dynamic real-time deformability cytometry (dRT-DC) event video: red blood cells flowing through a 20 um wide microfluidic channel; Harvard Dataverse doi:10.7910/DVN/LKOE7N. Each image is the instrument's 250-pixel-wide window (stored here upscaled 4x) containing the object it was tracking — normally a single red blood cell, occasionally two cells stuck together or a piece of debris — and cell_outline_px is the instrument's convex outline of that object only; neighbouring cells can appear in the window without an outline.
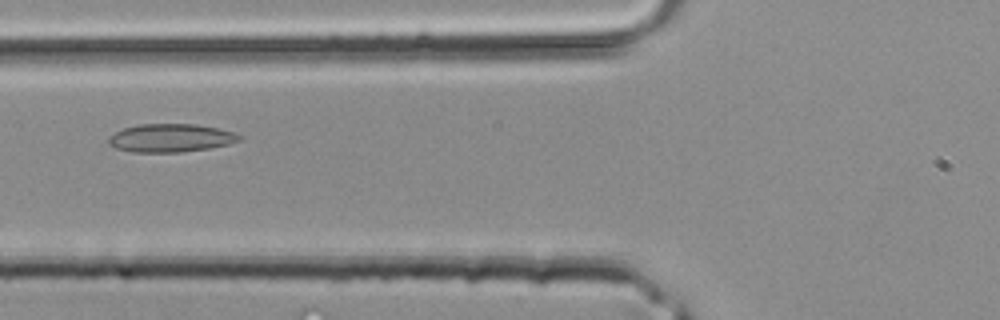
{"species": "common noctule bat (a hibernating species)", "species_latin": "Nyctalus noctula", "temperature_condition": "room temperature", "stored_images_in_passage": 26, "camera_frame_rate_fps": 3000, "um_per_image_px": 0.085, "animal": {"sex": "male", "body_mass_g": 20.4}, "frame": {"image": 1, "passage_image": 3, "time_ms": 0.667, "image_size_px": [1000, 320], "cell_outline_px": [[244, 136], [240, 140], [228, 144], [208, 148], [180, 152], [132, 152], [116, 148], [108, 144], [108, 136], [124, 128], [140, 124], [196, 124], [216, 128], [232, 132]], "centroid_in_image_um": [14.49, 11.73], "position_along_channel_um": 111.3, "area_um2": 21.39}}
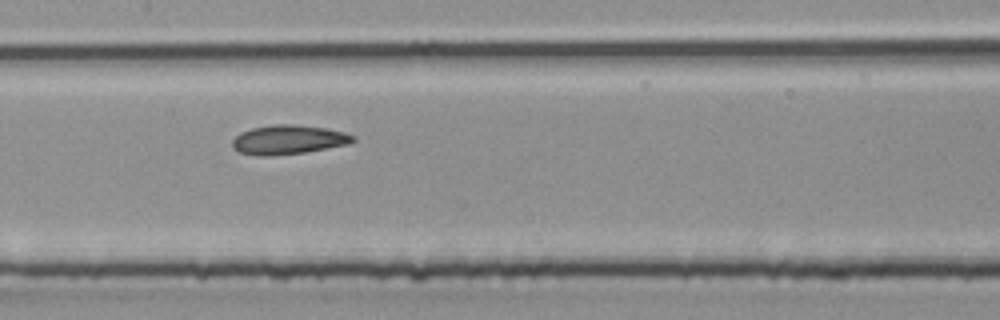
{"frame": {"image": 2, "passage_image": 7, "time_ms": 2.0, "image_size_px": [1000, 320], "cell_outline_px": [[356, 140], [348, 144], [304, 152], [272, 156], [256, 156], [240, 152], [232, 148], [232, 140], [240, 132], [252, 128], [272, 124], [296, 124], [328, 128], [344, 132], [356, 136]], "centroid_in_image_um": [24.5, 11.86], "position_along_channel_um": 182.9, "area_um2": 20.75}}
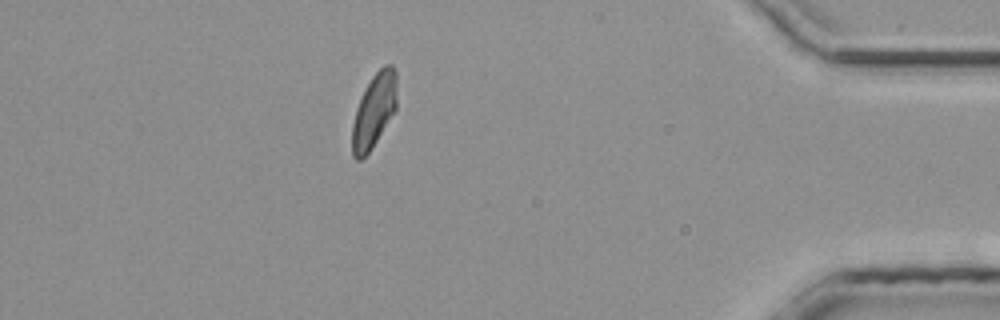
{"frame": {"image": 3, "passage_image": 22, "time_ms": 7.0, "image_size_px": [1000, 320], "cell_outline_px": [[396, 112], [368, 152], [360, 160], [356, 160], [352, 156], [352, 124], [356, 108], [372, 76], [384, 64], [392, 64], [396, 72]], "centroid_in_image_um": [31.8, 9.4], "position_along_channel_um": 403.4, "area_um2": 19.19}}